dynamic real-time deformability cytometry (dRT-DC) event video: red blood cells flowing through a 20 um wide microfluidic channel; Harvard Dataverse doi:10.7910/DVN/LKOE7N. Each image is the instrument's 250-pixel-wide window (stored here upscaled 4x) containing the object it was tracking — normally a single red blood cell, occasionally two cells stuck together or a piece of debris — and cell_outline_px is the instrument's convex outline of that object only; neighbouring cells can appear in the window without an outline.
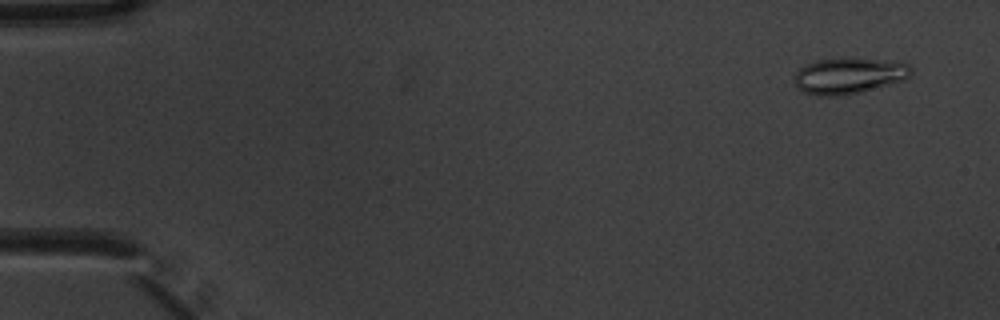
{"species": "common noctule bat (a hibernating species)", "species_latin": "Nyctalus noctula", "temperature_condition": "warm", "stored_images_in_passage": 6, "camera_frame_rate_fps": 3000, "um_per_image_px": 0.085, "animal": {"sex": "male", "body_mass_g": 20.1, "forearm_length_mm": 53.5}, "frame": {"image": 1, "passage_image": 2, "time_ms": 0.333, "image_size_px": [1000, 320], "cell_outline_px": [[912, 76], [904, 80], [848, 96], [820, 96], [804, 92], [796, 88], [796, 72], [804, 64], [816, 60], [848, 56], [908, 64], [912, 68]], "centroid_in_image_um": [72.15, 6.43], "position_along_channel_um": 12.9, "area_um2": 24.97}}
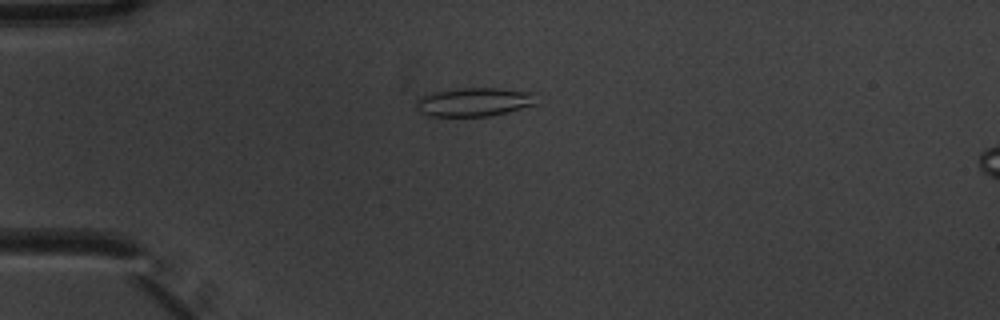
{"frame": {"image": 2, "passage_image": 5, "time_ms": 1.333, "image_size_px": [1000, 320], "cell_outline_px": [[536, 104], [488, 116], [424, 116], [416, 108], [416, 100], [420, 96], [436, 92], [460, 88], [492, 88], [536, 92]], "centroid_in_image_um": [40.27, 8.67], "position_along_channel_um": 44.7, "area_um2": 20.0}}